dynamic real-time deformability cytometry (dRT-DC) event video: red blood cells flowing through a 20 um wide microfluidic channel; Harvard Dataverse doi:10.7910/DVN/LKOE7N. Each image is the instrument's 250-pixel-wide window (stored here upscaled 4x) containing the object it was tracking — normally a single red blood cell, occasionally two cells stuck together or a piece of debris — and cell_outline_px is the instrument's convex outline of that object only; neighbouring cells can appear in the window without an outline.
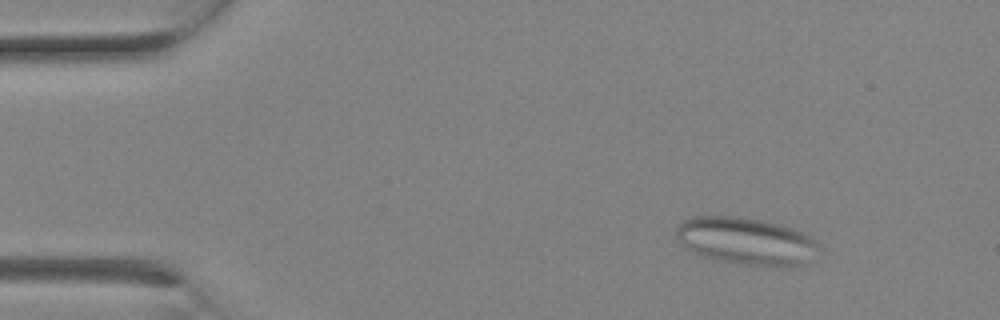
{"species": "Egyptian fruit bat (a non-hibernating species)", "species_latin": "Rousettus aegyptiacus", "temperature_condition": "room temperature", "stored_images_in_passage": 2, "camera_frame_rate_fps": 3000, "um_per_image_px": 0.085, "animal": {"sex": "female"}, "frame": {"image": 1, "passage_image": 1, "time_ms": 0.0, "image_size_px": [1000, 320], "cell_outline_px": [[816, 244], [804, 264], [788, 268], [776, 268], [740, 264], [720, 260], [704, 256], [692, 252], [680, 244], [676, 236], [676, 228], [680, 220], [692, 216], [736, 216], [760, 220], [780, 224], [804, 232], [812, 236], [816, 240]], "centroid_in_image_um": [63.36, 20.49], "position_along_channel_um": 21.6, "area_um2": 39.48}}
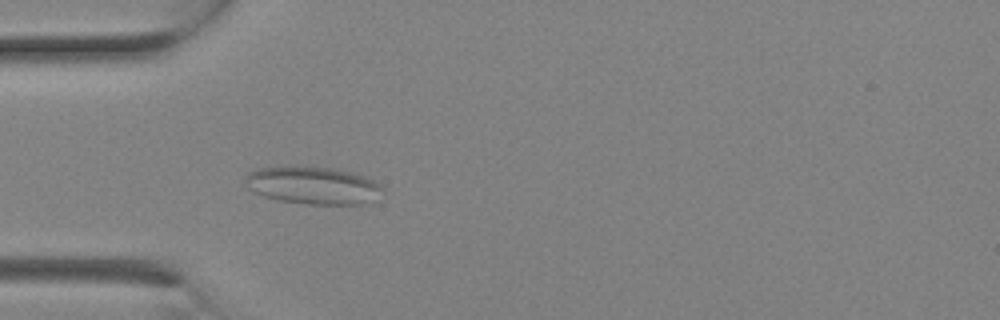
{"frame": {"image": 2, "passage_image": 2, "time_ms": 0.333, "image_size_px": [1000, 320], "cell_outline_px": [[384, 188], [364, 204], [304, 204], [276, 200], [252, 192], [248, 188], [244, 180], [244, 176], [248, 172], [260, 168], [284, 164], [292, 164], [332, 168], [364, 176], [380, 184]], "centroid_in_image_um": [26.47, 15.72], "position_along_channel_um": 58.5, "area_um2": 30.46}}